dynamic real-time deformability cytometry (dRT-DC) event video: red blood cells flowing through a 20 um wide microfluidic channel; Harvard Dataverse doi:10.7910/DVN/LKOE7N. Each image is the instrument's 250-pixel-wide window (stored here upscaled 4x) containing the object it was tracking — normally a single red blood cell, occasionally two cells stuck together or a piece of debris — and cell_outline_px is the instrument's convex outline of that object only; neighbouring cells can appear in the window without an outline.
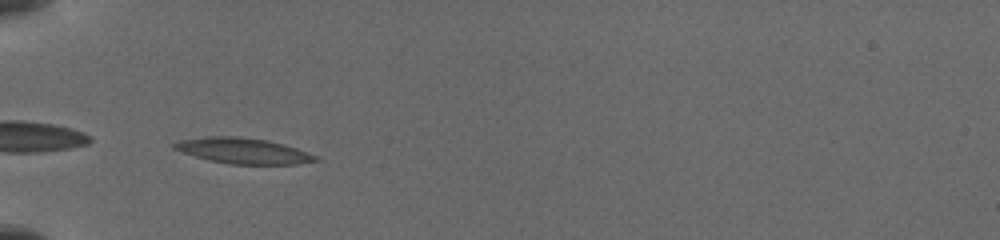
{"species": "common noctule bat (a hibernating species)", "species_latin": "Nyctalus noctula", "temperature_condition": "cold", "stored_images_in_passage": 34, "camera_frame_rate_fps": 3000, "um_per_image_px": 0.085, "animal": {"sex": "female", "body_mass_g": 19.5, "forearm_length_mm": 54.1}, "frame": {"image": 1, "passage_image": 1, "time_ms": 0.0, "image_size_px": [1000, 240], "cell_outline_px": [[324, 160], [296, 164], [228, 164], [208, 160], [172, 148], [172, 144], [180, 140], [208, 136], [240, 136], [268, 140], [284, 144], [320, 156]], "centroid_in_image_um": [20.74, 12.82], "position_along_channel_um": 64.3, "area_um2": 21.33}}
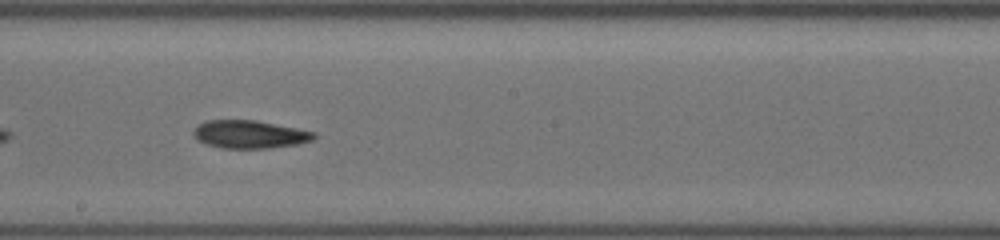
{"frame": {"image": 2, "passage_image": 15, "time_ms": 4.333, "image_size_px": [1000, 240], "cell_outline_px": [[316, 136], [312, 140], [296, 144], [268, 148], [220, 148], [196, 140], [192, 132], [200, 124], [208, 120], [256, 120], [316, 132]], "centroid_in_image_um": [21.21, 11.42], "position_along_channel_um": 227.0, "area_um2": 19.48}}
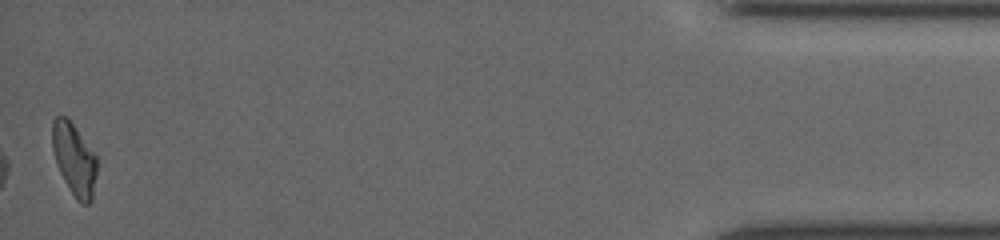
{"frame": {"image": 3, "passage_image": 34, "time_ms": 11.333, "image_size_px": [1000, 240], "cell_outline_px": [[96, 172], [92, 200], [88, 204], [84, 204], [76, 200], [64, 180], [56, 164], [52, 148], [52, 120], [56, 116], [68, 116], [96, 156]], "centroid_in_image_um": [6.28, 13.51], "position_along_channel_um": 428.9, "area_um2": 18.73}}